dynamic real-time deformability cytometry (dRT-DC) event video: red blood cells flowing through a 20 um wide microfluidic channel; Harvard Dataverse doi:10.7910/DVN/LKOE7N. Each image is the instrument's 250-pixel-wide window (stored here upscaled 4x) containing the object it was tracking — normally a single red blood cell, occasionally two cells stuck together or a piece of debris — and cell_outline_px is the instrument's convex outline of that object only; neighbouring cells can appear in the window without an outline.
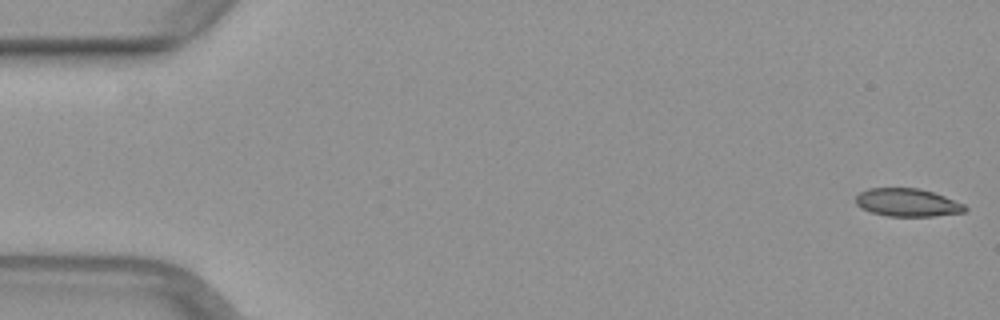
{"species": "common noctule bat (a hibernating species)", "species_latin": "Nyctalus noctula", "temperature_condition": "warm", "stored_images_in_passage": 50, "camera_frame_rate_fps": 3000, "um_per_image_px": 0.085, "animal": {"sex": "female", "body_mass_g": 29.2, "forearm_length_mm": 56.3}, "frame": {"image": 1, "passage_image": 1, "time_ms": 0.0, "image_size_px": [1000, 320], "cell_outline_px": [[968, 208], [964, 212], [936, 216], [888, 216], [872, 212], [860, 208], [856, 204], [856, 196], [860, 192], [868, 188], [920, 188], [944, 196], [964, 204]], "centroid_in_image_um": [77.12, 17.21], "position_along_channel_um": 7.9, "area_um2": 17.8}}
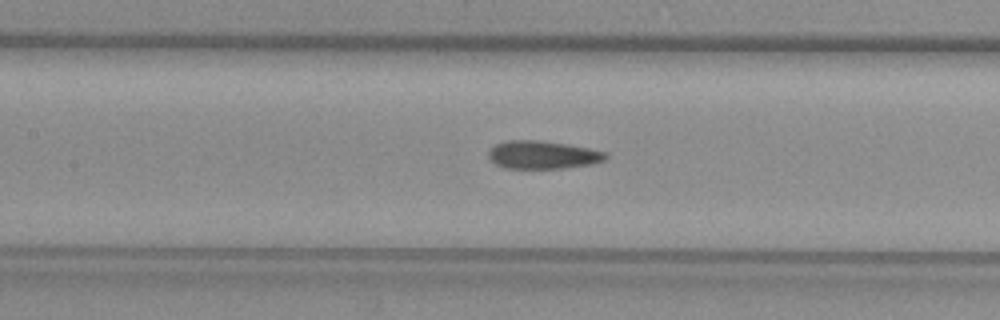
{"frame": {"image": 2, "passage_image": 23, "time_ms": 7.333, "image_size_px": [1000, 320], "cell_outline_px": [[608, 156], [604, 160], [592, 164], [564, 168], [504, 168], [496, 164], [488, 156], [488, 152], [496, 144], [504, 140], [536, 140], [568, 144], [608, 152]], "centroid_in_image_um": [46.15, 13.16], "position_along_channel_um": 161.3, "area_um2": 19.13}}
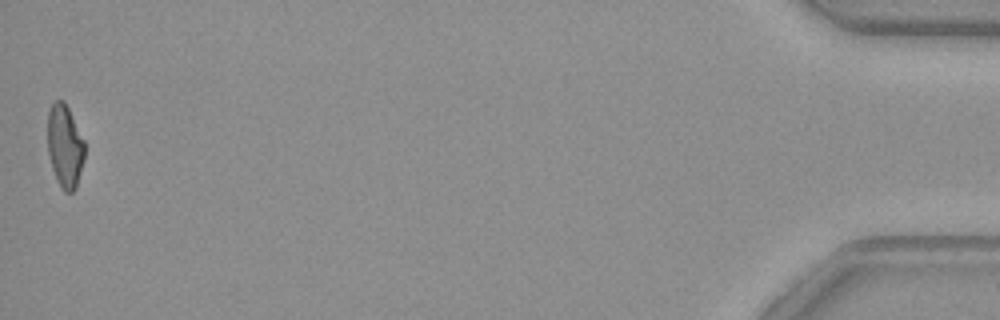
{"frame": {"image": 3, "passage_image": 50, "time_ms": 16.333, "image_size_px": [1000, 320], "cell_outline_px": [[84, 160], [76, 188], [72, 192], [64, 192], [60, 188], [56, 180], [52, 168], [48, 152], [48, 112], [52, 104], [56, 100], [64, 100], [84, 140]], "centroid_in_image_um": [5.51, 12.45], "position_along_channel_um": 429.7, "area_um2": 17.92}}